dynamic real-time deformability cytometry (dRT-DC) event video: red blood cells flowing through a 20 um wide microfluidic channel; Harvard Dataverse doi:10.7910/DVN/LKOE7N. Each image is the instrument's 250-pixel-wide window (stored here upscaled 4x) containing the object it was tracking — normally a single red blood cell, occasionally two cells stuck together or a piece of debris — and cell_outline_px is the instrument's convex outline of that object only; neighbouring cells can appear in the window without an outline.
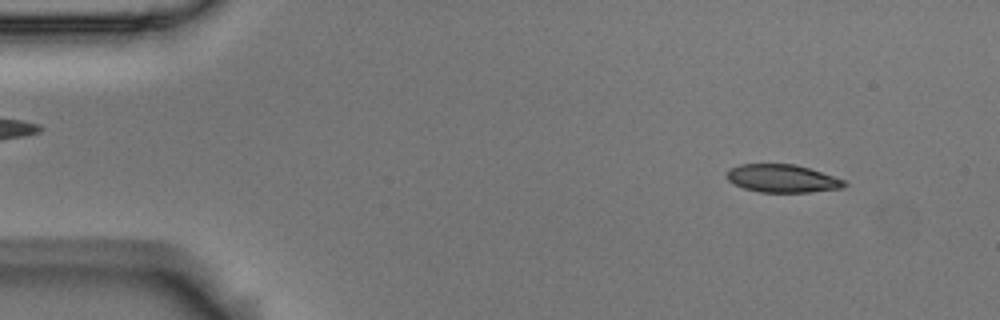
{"species": "Egyptian fruit bat (a non-hibernating species)", "species_latin": "Rousettus aegyptiacus", "temperature_condition": "room temperature", "stored_images_in_passage": 55, "camera_frame_rate_fps": 3000, "um_per_image_px": 0.085, "animal": {"sex": "male"}, "frame": {"image": 1, "passage_image": 5, "time_ms": 1.333, "image_size_px": [1000, 320], "cell_outline_px": [[848, 184], [844, 188], [808, 192], [760, 192], [744, 188], [728, 180], [724, 176], [728, 168], [740, 164], [796, 164], [844, 180]], "centroid_in_image_um": [66.46, 15.17], "position_along_channel_um": 18.5, "area_um2": 19.13}}
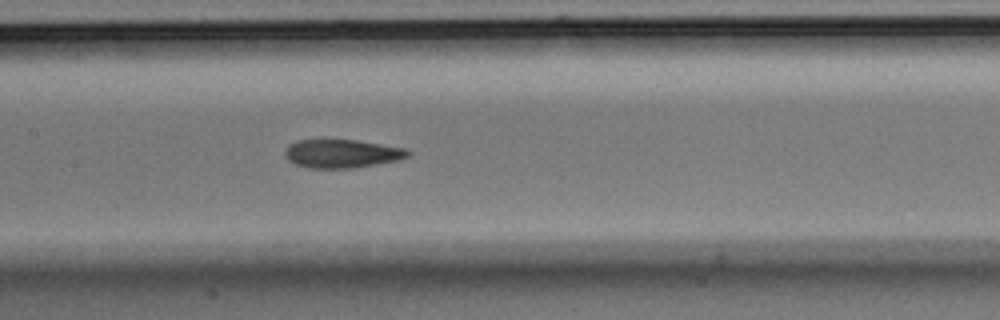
{"frame": {"image": 2, "passage_image": 26, "time_ms": 8.333, "image_size_px": [1000, 320], "cell_outline_px": [[412, 152], [408, 156], [400, 160], [352, 168], [308, 168], [296, 164], [288, 160], [284, 152], [288, 144], [296, 140], [356, 140], [408, 148]], "centroid_in_image_um": [29.09, 13.05], "position_along_channel_um": 178.3, "area_um2": 20.52}}
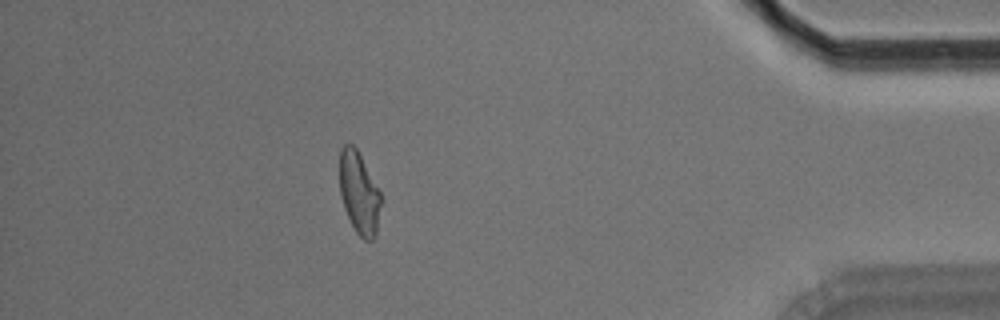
{"frame": {"image": 3, "passage_image": 49, "time_ms": 16.0, "image_size_px": [1000, 320], "cell_outline_px": [[380, 204], [376, 232], [372, 240], [364, 240], [356, 232], [344, 208], [340, 196], [340, 148], [344, 144], [352, 144], [356, 148], [380, 192]], "centroid_in_image_um": [30.5, 16.39], "position_along_channel_um": 404.7, "area_um2": 19.31}, "authors_computed_cell_mechanics": {"area_um2": 20.5768, "velocity_mm_per_s": 3.5519, "shape_relaxation_time_tau1_ms": 7.2459, "shape_relaxation_time_tau2_ms": 1.5826, "deformation_change_tau1": 0.1954, "deformation_change_tau2": 0.0854}}